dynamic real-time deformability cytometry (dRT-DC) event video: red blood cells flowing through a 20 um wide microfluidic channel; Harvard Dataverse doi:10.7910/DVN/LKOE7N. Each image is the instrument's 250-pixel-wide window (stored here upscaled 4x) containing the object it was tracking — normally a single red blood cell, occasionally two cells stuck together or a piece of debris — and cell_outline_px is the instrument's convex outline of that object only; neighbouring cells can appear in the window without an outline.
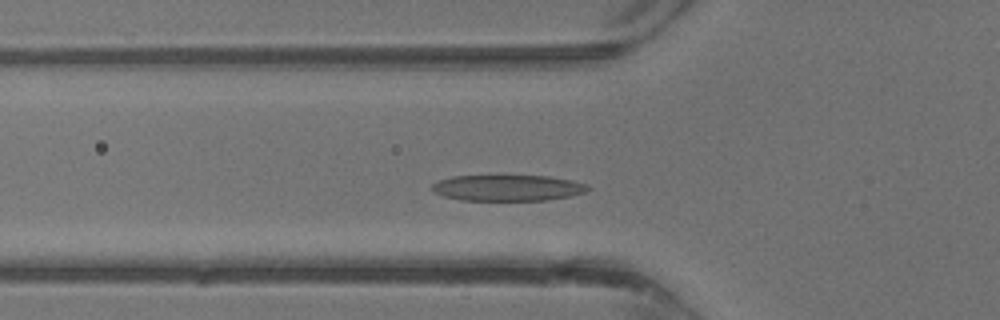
{"species": "common noctule bat (a hibernating species)", "species_latin": "Nyctalus noctula", "temperature_condition": "warm", "stored_images_in_passage": 34, "camera_frame_rate_fps": 3000, "um_per_image_px": 0.085, "animal": {"sex": "male", "body_mass_g": 13.3}, "frame": {"image": 1, "passage_image": 9, "time_ms": 2.667, "image_size_px": [1000, 320], "cell_outline_px": [[592, 188], [584, 192], [568, 196], [548, 200], [460, 200], [444, 196], [432, 192], [432, 184], [440, 180], [452, 176], [548, 176], [568, 180], [584, 184]], "centroid_in_image_um": [43.1, 15.97], "position_along_channel_um": 82.7, "area_um2": 23.35}}
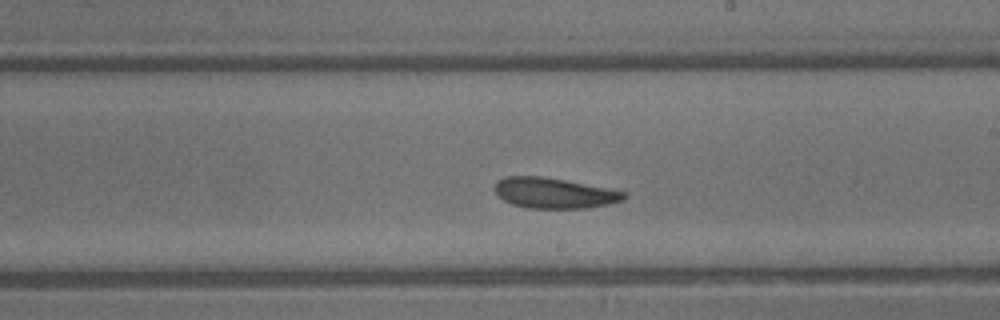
{"frame": {"image": 2, "passage_image": 18, "time_ms": 5.667, "image_size_px": [1000, 320], "cell_outline_px": [[628, 196], [624, 200], [608, 204], [588, 208], [528, 208], [512, 204], [496, 196], [492, 188], [496, 180], [504, 176], [544, 176], [608, 188], [624, 192]], "centroid_in_image_um": [47.04, 16.4], "position_along_channel_um": 242.0, "area_um2": 23.29}}
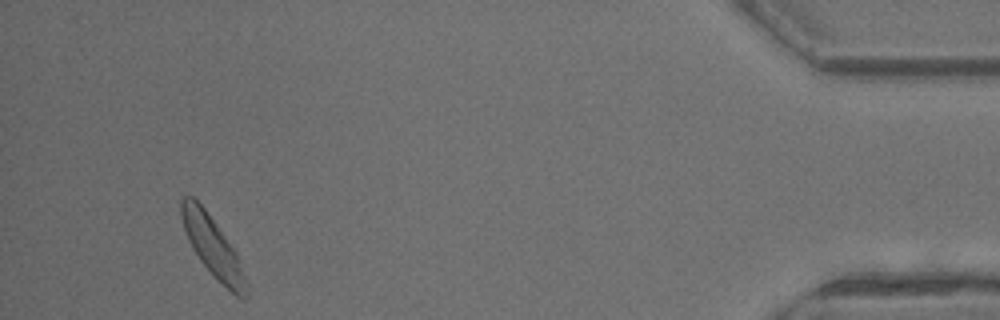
{"frame": {"image": 3, "passage_image": 32, "time_ms": 10.333, "image_size_px": [1000, 320], "cell_outline_px": [[248, 296], [236, 296], [200, 260], [192, 248], [188, 240], [180, 216], [180, 200], [184, 196], [192, 196], [204, 208], [216, 224], [236, 252], [248, 284]], "centroid_in_image_um": [18.06, 20.93], "position_along_channel_um": 417.1, "area_um2": 21.96}}